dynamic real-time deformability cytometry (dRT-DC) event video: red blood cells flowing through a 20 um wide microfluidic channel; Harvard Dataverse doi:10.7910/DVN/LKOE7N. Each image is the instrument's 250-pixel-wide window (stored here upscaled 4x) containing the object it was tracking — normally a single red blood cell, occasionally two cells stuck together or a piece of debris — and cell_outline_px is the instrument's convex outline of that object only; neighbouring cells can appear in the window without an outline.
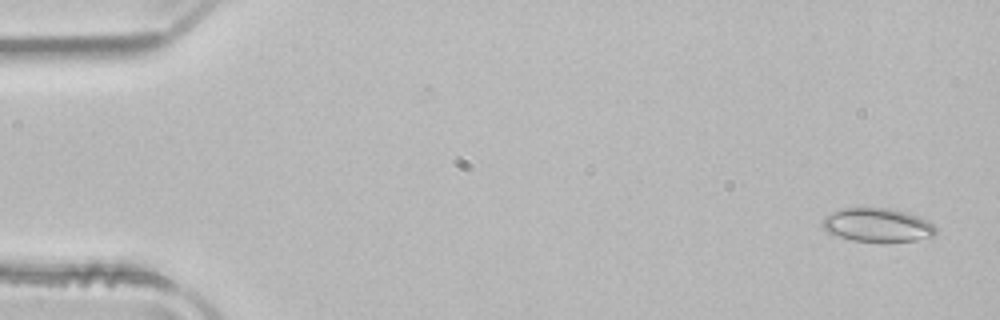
{"species": "common noctule bat (a hibernating species)", "species_latin": "Nyctalus noctula", "temperature_condition": "room temperature", "stored_images_in_passage": 50, "camera_frame_rate_fps": 3000, "um_per_image_px": 0.085, "animal": {"sex": "male", "body_mass_g": 21.5, "forearm_length_mm": 52.0}, "frame": {"image": 1, "passage_image": 1, "time_ms": 0.0, "image_size_px": [1000, 320], "cell_outline_px": [[936, 232], [932, 236], [916, 240], [852, 240], [840, 236], [824, 228], [824, 220], [828, 216], [836, 212], [848, 208], [888, 208], [904, 212], [916, 216], [932, 224], [936, 228]], "centroid_in_image_um": [74.64, 19.12], "position_along_channel_um": 10.4, "area_um2": 20.92}}
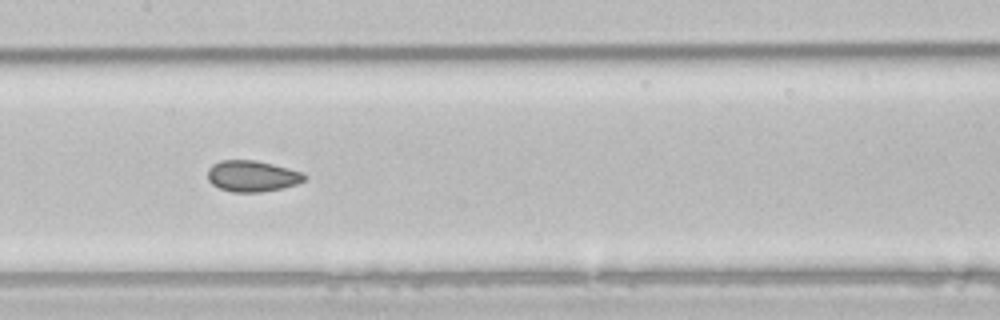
{"frame": {"image": 2, "passage_image": 24, "time_ms": 7.667, "image_size_px": [1000, 320], "cell_outline_px": [[308, 176], [304, 180], [296, 184], [280, 188], [260, 192], [232, 192], [220, 188], [212, 184], [208, 180], [208, 168], [212, 164], [220, 160], [256, 160], [272, 164], [300, 172]], "centroid_in_image_um": [21.39, 14.96], "position_along_channel_um": 186.0, "area_um2": 17.4}}
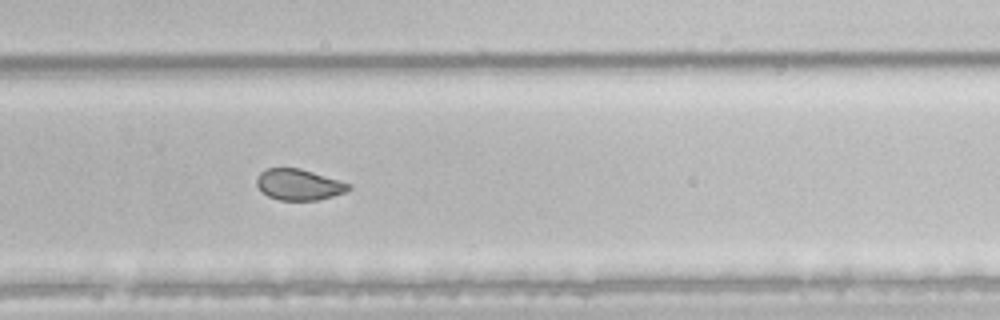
{"frame": {"image": 3, "passage_image": 33, "time_ms": 10.667, "image_size_px": [1000, 320], "cell_outline_px": [[352, 188], [344, 192], [332, 196], [316, 200], [280, 200], [268, 196], [256, 184], [256, 176], [260, 172], [268, 168], [300, 168], [352, 184]], "centroid_in_image_um": [25.4, 15.68], "position_along_channel_um": 304.4, "area_um2": 16.53}, "authors_computed_cell_mechanics": {"area_um2": 18.9873, "velocity_mm_per_s": 3.9798, "shape_relaxation_time_tau1_ms": 7.7509, "shape_relaxation_time_tau2_ms": 1.3323, "deformation_change_tau1": 0.0968, "deformation_change_tau2": 0.0404}}